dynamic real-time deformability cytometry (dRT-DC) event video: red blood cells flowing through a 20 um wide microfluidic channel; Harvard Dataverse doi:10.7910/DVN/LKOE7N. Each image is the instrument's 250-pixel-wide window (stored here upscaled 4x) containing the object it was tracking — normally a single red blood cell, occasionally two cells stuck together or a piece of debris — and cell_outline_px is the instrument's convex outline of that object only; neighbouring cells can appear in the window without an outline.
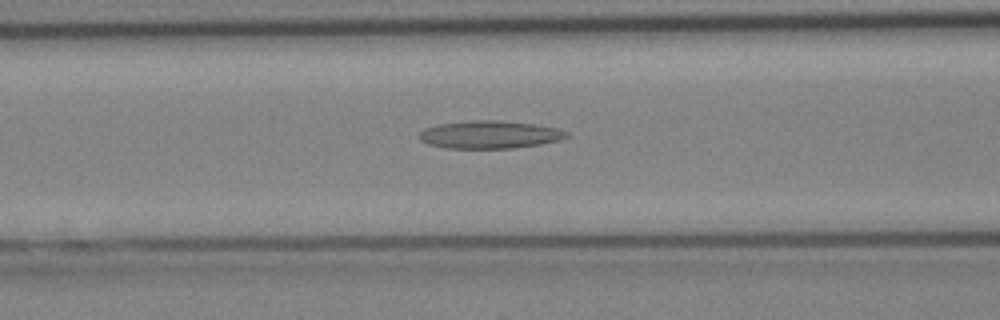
{"species": "Egyptian fruit bat (a non-hibernating species)", "species_latin": "Rousettus aegyptiacus", "temperature_condition": "cold", "stored_images_in_passage": 31, "camera_frame_rate_fps": 3000, "um_per_image_px": 0.085, "animal": {"sex": "female"}, "frame": {"image": 1, "passage_image": 11, "time_ms": 3.333, "image_size_px": [1000, 320], "cell_outline_px": [[568, 136], [560, 140], [540, 144], [512, 148], [444, 148], [428, 144], [420, 140], [420, 132], [424, 128], [440, 124], [472, 120], [496, 120], [532, 124], [556, 128], [568, 132]], "centroid_in_image_um": [41.6, 11.44], "position_along_channel_um": 125.0, "area_um2": 23.64}}
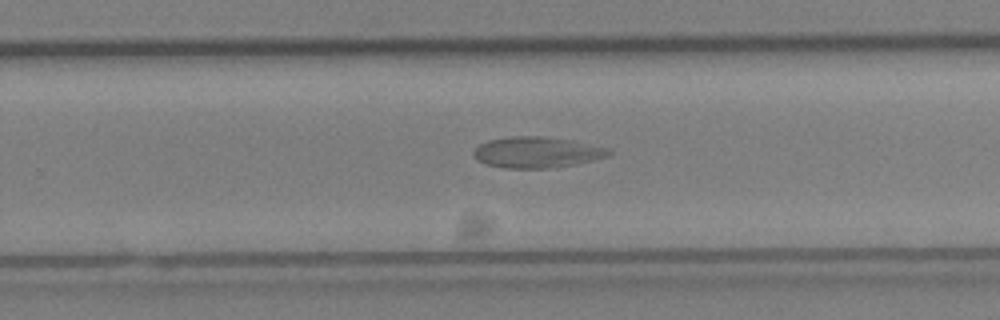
{"frame": {"image": 2, "passage_image": 19, "time_ms": 6.0, "image_size_px": [1000, 320], "cell_outline_px": [[612, 152], [608, 156], [576, 164], [548, 168], [504, 168], [488, 164], [476, 160], [472, 152], [480, 144], [488, 140], [512, 136], [540, 136], [572, 140], [612, 148]], "centroid_in_image_um": [45.66, 12.94], "position_along_channel_um": 284.1, "area_um2": 24.45}}
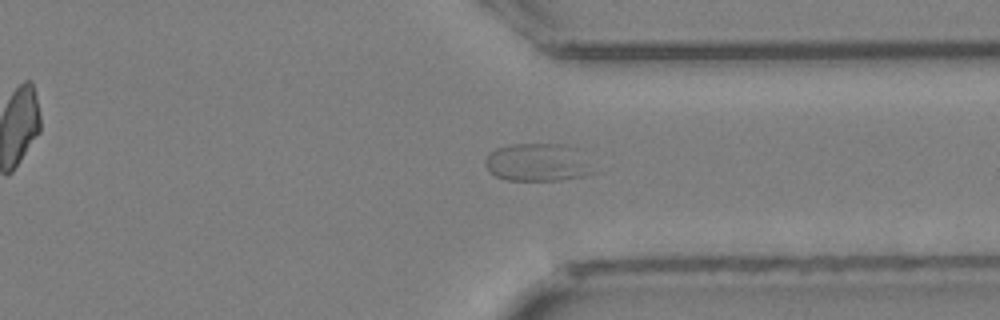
{"frame": {"image": 3, "passage_image": 23, "time_ms": 7.333, "image_size_px": [1000, 320], "cell_outline_px": [[596, 172], [584, 176], [560, 180], [504, 180], [488, 172], [484, 164], [484, 160], [488, 152], [496, 148], [512, 144], [564, 144], [576, 148]], "centroid_in_image_um": [45.65, 13.81], "position_along_channel_um": 365.8, "area_um2": 24.04}}